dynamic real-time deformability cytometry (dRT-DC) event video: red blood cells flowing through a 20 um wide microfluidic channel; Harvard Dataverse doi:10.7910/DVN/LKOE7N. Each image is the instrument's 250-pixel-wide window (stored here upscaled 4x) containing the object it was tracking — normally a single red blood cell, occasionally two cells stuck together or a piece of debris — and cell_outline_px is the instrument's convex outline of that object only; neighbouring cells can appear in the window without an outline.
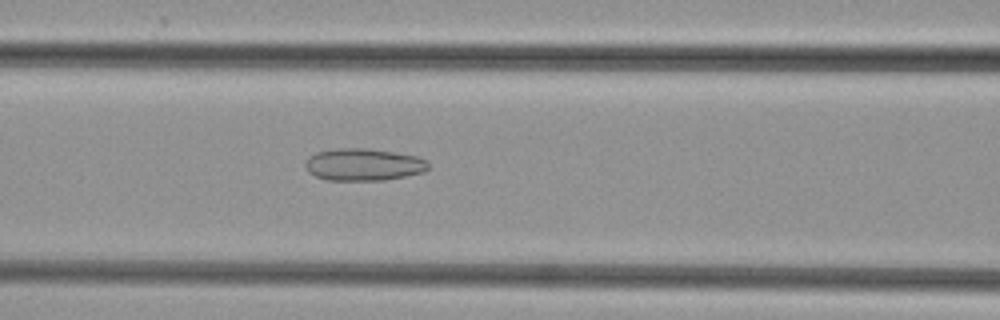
{"species": "common noctule bat (a hibernating species)", "species_latin": "Nyctalus noctula", "temperature_condition": "cold", "stored_images_in_passage": 49, "camera_frame_rate_fps": 3000, "um_per_image_px": 0.085, "animal": {"sex": "female", "body_mass_g": 29.2, "forearm_length_mm": 56.3}, "frame": {"image": 1, "passage_image": 21, "time_ms": 6.667, "image_size_px": [1000, 320], "cell_outline_px": [[428, 168], [424, 172], [384, 180], [328, 180], [316, 176], [308, 172], [304, 164], [308, 156], [316, 152], [340, 148], [364, 148], [392, 152], [416, 156], [428, 160]], "centroid_in_image_um": [30.88, 13.99], "position_along_channel_um": 135.7, "area_um2": 23.0}}
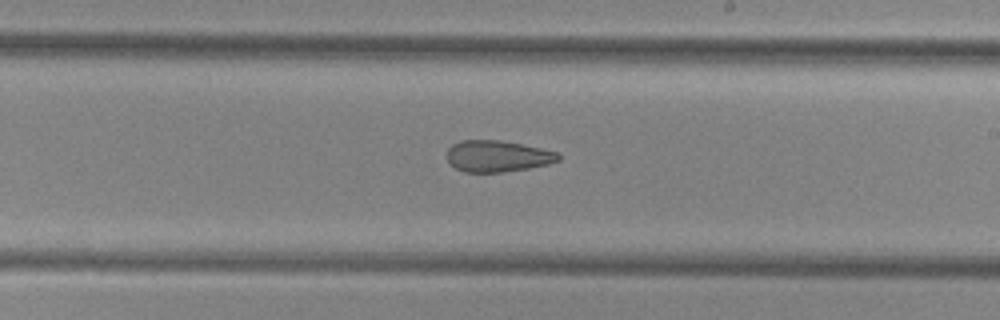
{"frame": {"image": 2, "passage_image": 29, "time_ms": 9.333, "image_size_px": [1000, 320], "cell_outline_px": [[560, 160], [548, 164], [528, 168], [500, 172], [464, 172], [456, 168], [448, 160], [448, 148], [452, 144], [460, 140], [500, 140], [560, 152]], "centroid_in_image_um": [42.3, 13.27], "position_along_channel_um": 246.7, "area_um2": 20.29}}
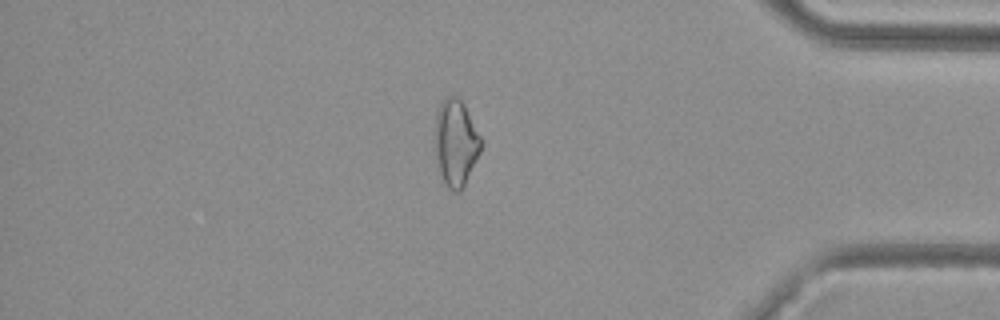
{"frame": {"image": 3, "passage_image": 42, "time_ms": 13.667, "image_size_px": [1000, 320], "cell_outline_px": [[484, 144], [460, 192], [452, 192], [444, 184], [440, 172], [432, 144], [436, 112], [444, 96], [456, 96], [464, 104], [484, 140]], "centroid_in_image_um": [38.72, 12.11], "position_along_channel_um": 396.5, "area_um2": 23.93}}